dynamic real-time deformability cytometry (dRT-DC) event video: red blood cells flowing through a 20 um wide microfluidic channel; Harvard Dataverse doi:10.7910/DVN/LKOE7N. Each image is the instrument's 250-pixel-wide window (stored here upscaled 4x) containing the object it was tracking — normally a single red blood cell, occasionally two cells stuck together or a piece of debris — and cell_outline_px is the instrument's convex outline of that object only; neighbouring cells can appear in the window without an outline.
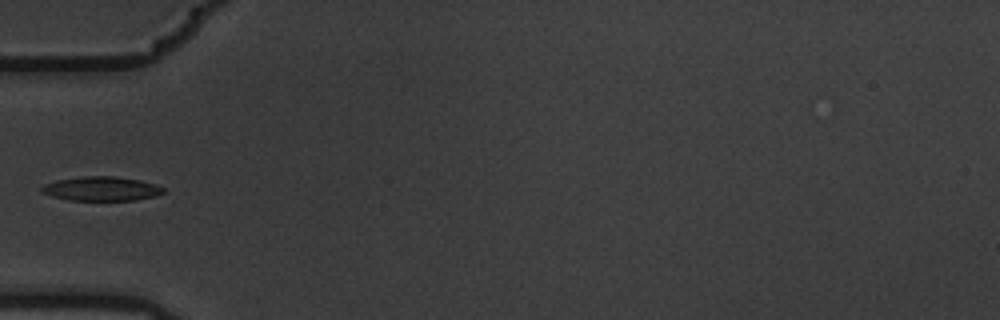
{"species": "common noctule bat (a hibernating species)", "species_latin": "Nyctalus noctula", "temperature_condition": "warm", "stored_images_in_passage": 6, "camera_frame_rate_fps": 3000, "um_per_image_px": 0.085, "animal": {"sex": "male", "body_mass_g": 19.5, "forearm_length_mm": 54.6}, "frame": {"image": 1, "passage_image": 6, "time_ms": 1.667, "image_size_px": [1000, 320], "cell_outline_px": [[164, 192], [156, 196], [136, 200], [68, 200], [52, 196], [40, 192], [40, 188], [44, 184], [56, 180], [84, 176], [116, 176], [140, 180], [156, 184], [164, 188]], "centroid_in_image_um": [8.62, 16.04], "position_along_channel_um": 76.4, "area_um2": 17.28}}